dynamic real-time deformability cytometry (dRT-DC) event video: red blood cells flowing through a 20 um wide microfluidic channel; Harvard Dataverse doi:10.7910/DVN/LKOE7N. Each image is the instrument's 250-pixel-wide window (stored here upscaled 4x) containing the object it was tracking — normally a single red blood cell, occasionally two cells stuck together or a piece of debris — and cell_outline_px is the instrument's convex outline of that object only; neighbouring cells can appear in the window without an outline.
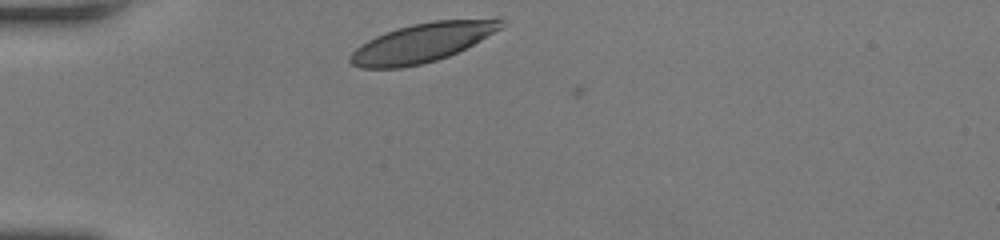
{"species": "human", "species_latin": "Homo sapiens", "temperature_condition": "room temperature", "stored_images_in_passage": 28, "camera_frame_rate_fps": 3000, "um_per_image_px": 0.085, "donor": {"sex": "female"}, "frame": {"image": 1, "passage_image": 1, "time_ms": 0.0, "image_size_px": [1000, 240], "cell_outline_px": [[504, 16], [500, 28], [480, 40], [448, 56], [436, 60], [420, 64], [400, 68], [360, 68], [352, 64], [348, 60], [348, 56], [360, 44], [376, 36], [396, 28], [412, 24], [432, 20], [496, 16]], "centroid_in_image_um": [35.92, 3.58], "position_along_channel_um": 49.1, "area_um2": 34.62}}
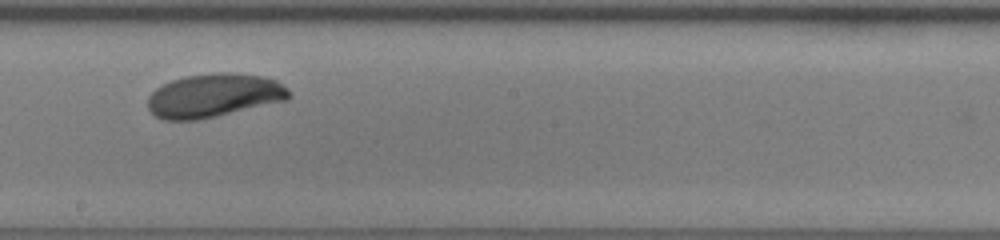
{"frame": {"image": 2, "passage_image": 16, "time_ms": 5.0, "image_size_px": [1000, 240], "cell_outline_px": [[292, 96], [288, 100], [216, 116], [196, 120], [164, 120], [156, 116], [148, 108], [148, 96], [156, 88], [172, 80], [184, 76], [216, 72], [236, 72], [264, 76], [276, 80], [288, 88]], "centroid_in_image_um": [18.21, 8.1], "position_along_channel_um": 230.0, "area_um2": 36.13}}
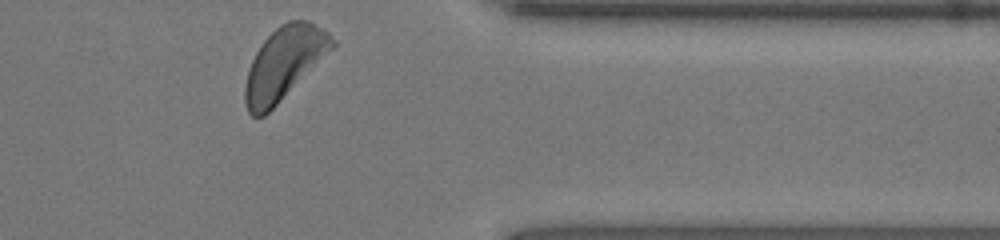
{"frame": {"image": 3, "passage_image": 28, "time_ms": 9.0, "image_size_px": [1000, 240], "cell_outline_px": [[336, 44], [264, 116], [252, 116], [248, 112], [244, 100], [244, 88], [248, 68], [256, 52], [264, 40], [280, 24], [288, 20], [308, 20], [324, 28], [336, 40]], "centroid_in_image_um": [24.12, 5.35], "position_along_channel_um": 387.3, "area_um2": 36.07}, "authors_computed_cell_mechanics": {"area_um2": 35.3736, "velocity_mm_per_s": 4.1441, "shape_relaxation_time_tau1_ms": 7.1892, "shape_relaxation_time_tau2_ms": null, "deformation_change_tau1": 0.251, "deformation_change_tau2": null}}